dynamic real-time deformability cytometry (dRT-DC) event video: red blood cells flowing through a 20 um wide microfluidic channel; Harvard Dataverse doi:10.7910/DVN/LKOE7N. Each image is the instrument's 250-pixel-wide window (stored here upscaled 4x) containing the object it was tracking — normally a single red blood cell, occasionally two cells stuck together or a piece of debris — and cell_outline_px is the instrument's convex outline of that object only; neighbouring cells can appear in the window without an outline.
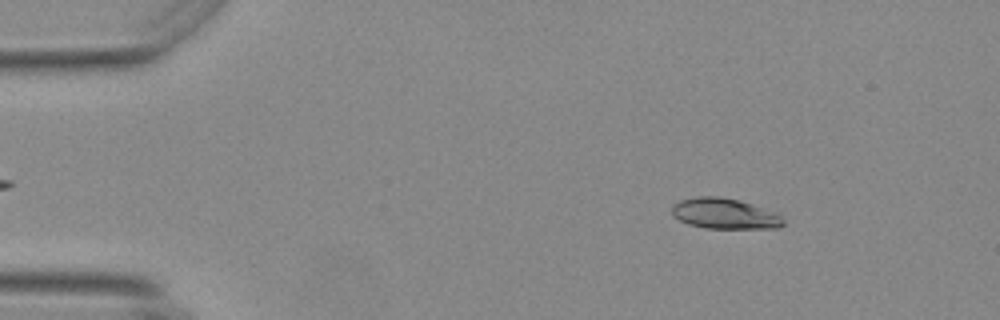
{"species": "Egyptian fruit bat (a non-hibernating species)", "species_latin": "Rousettus aegyptiacus", "temperature_condition": "warm", "stored_images_in_passage": 54, "camera_frame_rate_fps": 3000, "um_per_image_px": 0.085, "animal": {"sex": "female"}, "frame": {"image": 1, "passage_image": 7, "time_ms": 2.0, "image_size_px": [1000, 320], "cell_outline_px": [[784, 224], [776, 228], [708, 228], [688, 224], [672, 216], [672, 204], [680, 200], [696, 196], [720, 196], [740, 200], [776, 212], [784, 220]], "centroid_in_image_um": [61.57, 18.14], "position_along_channel_um": 23.4, "area_um2": 19.94}}
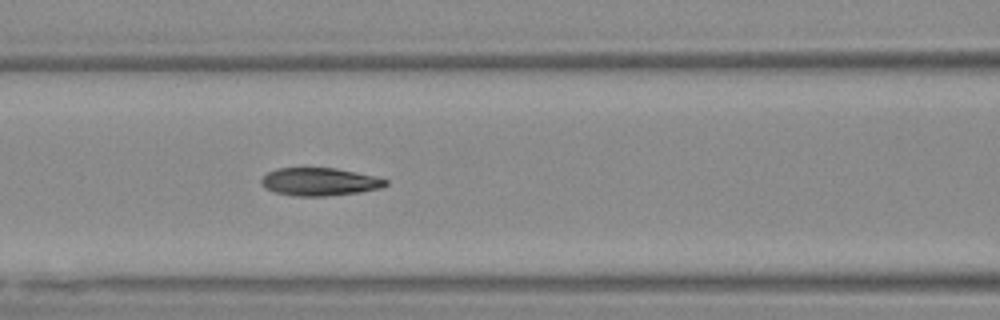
{"frame": {"image": 2, "passage_image": 23, "time_ms": 7.333, "image_size_px": [1000, 320], "cell_outline_px": [[388, 184], [380, 188], [360, 192], [324, 196], [296, 196], [276, 192], [264, 188], [260, 184], [260, 180], [268, 172], [276, 168], [336, 168], [356, 172], [388, 180]], "centroid_in_image_um": [27.13, 15.45], "position_along_channel_um": 139.5, "area_um2": 20.11}}
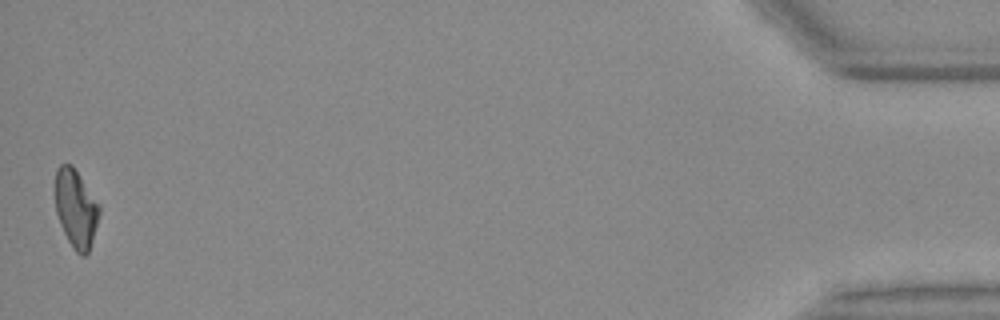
{"frame": {"image": 3, "passage_image": 54, "time_ms": 17.667, "image_size_px": [1000, 320], "cell_outline_px": [[100, 212], [92, 240], [88, 252], [84, 256], [80, 256], [72, 248], [60, 224], [56, 212], [56, 168], [60, 164], [72, 164], [100, 208]], "centroid_in_image_um": [6.43, 17.75], "position_along_channel_um": 428.8, "area_um2": 19.59}, "authors_computed_cell_mechanics": {"area_um2": 20.4323, "velocity_mm_per_s": 3.7022, "shape_relaxation_time_tau1_ms": 10.2706, "shape_relaxation_time_tau2_ms": 2.2524, "deformation_change_tau1": 0.2625, "deformation_change_tau2": 0.081}}